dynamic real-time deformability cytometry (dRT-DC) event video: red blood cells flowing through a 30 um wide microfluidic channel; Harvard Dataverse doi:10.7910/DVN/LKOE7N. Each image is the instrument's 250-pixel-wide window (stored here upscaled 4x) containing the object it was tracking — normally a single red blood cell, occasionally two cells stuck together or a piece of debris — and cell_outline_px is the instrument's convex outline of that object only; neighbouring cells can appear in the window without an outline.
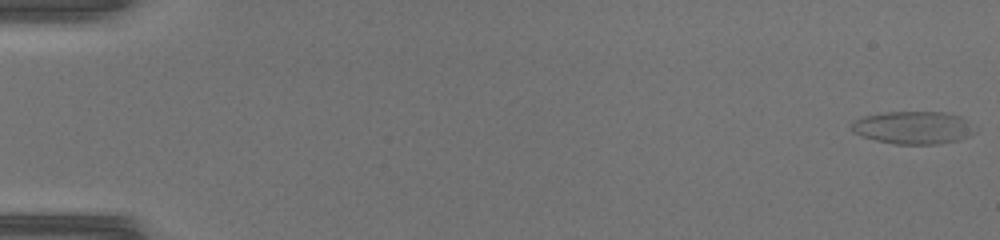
{"species": "common noctule bat (a hibernating species)", "species_latin": "Nyctalus noctula", "temperature_condition": "warm", "stored_images_in_passage": 49, "camera_frame_rate_fps": 3000, "um_per_image_px": 0.085, "animal": {"sex": "female", "body_mass_g": 17.0, "forearm_length_mm": 48.0}, "frame": {"image": 1, "passage_image": 1, "time_ms": 0.0, "image_size_px": [1000, 240], "cell_outline_px": [[968, 136], [960, 140], [936, 144], [896, 144], [876, 140], [852, 132], [848, 124], [864, 116], [888, 112], [944, 112], [960, 116]], "centroid_in_image_um": [77.44, 10.85], "position_along_channel_um": 7.6, "area_um2": 22.6}}
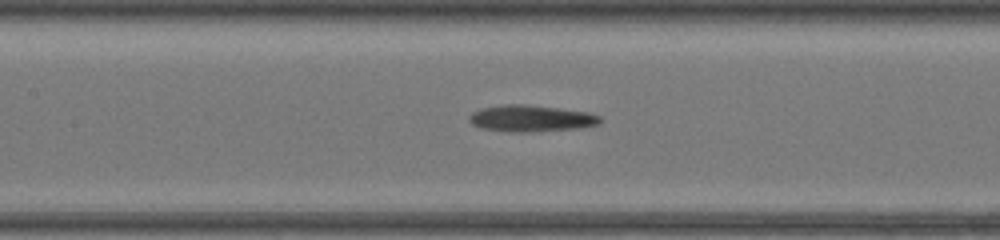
{"frame": {"image": 2, "passage_image": 24, "time_ms": 7.667, "image_size_px": [1000, 240], "cell_outline_px": [[600, 120], [596, 124], [576, 128], [528, 132], [512, 132], [480, 128], [472, 124], [468, 120], [468, 116], [472, 112], [484, 108], [504, 104], [524, 104], [588, 112], [600, 116]], "centroid_in_image_um": [45.07, 10.06], "position_along_channel_um": 162.3, "area_um2": 19.94}}
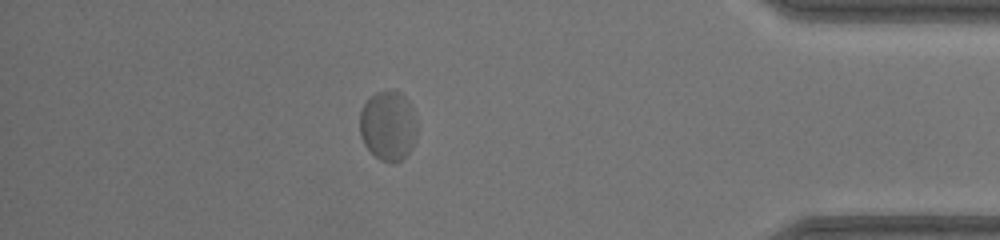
{"frame": {"image": 3, "passage_image": 43, "time_ms": 14.0, "image_size_px": [1000, 240], "cell_outline_px": [[416, 136], [408, 152], [400, 160], [392, 164], [380, 160], [364, 144], [360, 136], [360, 112], [364, 104], [376, 92], [400, 92], [404, 96], [412, 108], [416, 116]], "centroid_in_image_um": [32.98, 10.71], "position_along_channel_um": 402.2, "area_um2": 22.95}}